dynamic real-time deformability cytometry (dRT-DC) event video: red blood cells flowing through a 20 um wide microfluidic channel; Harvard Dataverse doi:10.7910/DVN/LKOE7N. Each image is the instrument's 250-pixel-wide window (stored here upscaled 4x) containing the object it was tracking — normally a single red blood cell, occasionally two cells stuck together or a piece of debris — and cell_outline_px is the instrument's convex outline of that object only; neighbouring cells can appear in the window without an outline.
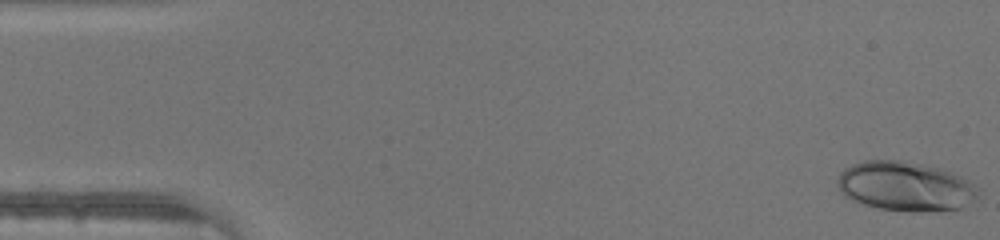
{"species": "human", "species_latin": "Homo sapiens", "temperature_condition": "warm", "stored_images_in_passage": 46, "camera_frame_rate_fps": 3000, "um_per_image_px": 0.085, "donor": {"sex": "male"}, "frame": {"image": 1, "passage_image": 1, "time_ms": 0.0, "image_size_px": [1000, 240], "cell_outline_px": [[980, 188], [976, 196], [972, 200], [960, 208], [940, 212], [912, 212], [880, 208], [864, 204], [852, 200], [844, 196], [840, 192], [836, 184], [836, 180], [840, 172], [844, 168], [852, 164], [864, 160], [900, 160], [940, 168], [960, 176], [976, 184]], "centroid_in_image_um": [76.93, 15.84], "position_along_channel_um": 8.1, "area_um2": 40.86}}
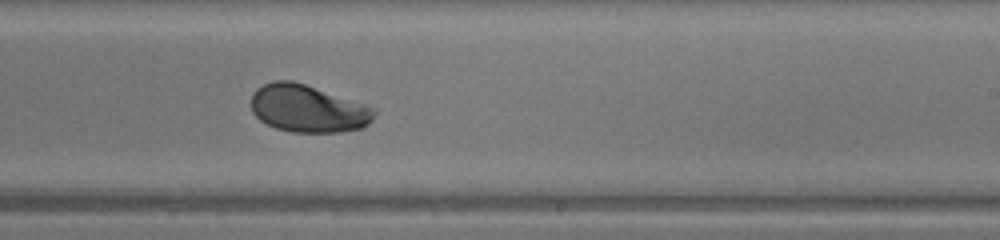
{"frame": {"image": 2, "passage_image": 28, "time_ms": 9.0, "image_size_px": [1000, 240], "cell_outline_px": [[376, 112], [372, 120], [364, 128], [340, 132], [292, 132], [276, 128], [260, 120], [252, 112], [252, 92], [256, 88], [272, 80], [292, 80], [368, 104], [376, 108]], "centroid_in_image_um": [26.2, 9.22], "position_along_channel_um": 262.8, "area_um2": 34.39}}
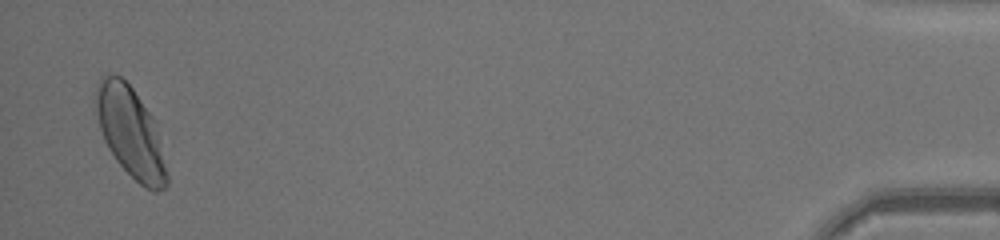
{"frame": {"image": 3, "passage_image": 45, "time_ms": 14.667, "image_size_px": [1000, 240], "cell_outline_px": [[168, 184], [164, 188], [156, 192], [152, 192], [144, 188], [116, 160], [108, 148], [104, 140], [100, 128], [96, 112], [96, 88], [100, 80], [104, 76], [120, 76], [132, 88], [152, 116], [168, 176]], "centroid_in_image_um": [11.09, 11.29], "position_along_channel_um": 424.1, "area_um2": 36.3}}